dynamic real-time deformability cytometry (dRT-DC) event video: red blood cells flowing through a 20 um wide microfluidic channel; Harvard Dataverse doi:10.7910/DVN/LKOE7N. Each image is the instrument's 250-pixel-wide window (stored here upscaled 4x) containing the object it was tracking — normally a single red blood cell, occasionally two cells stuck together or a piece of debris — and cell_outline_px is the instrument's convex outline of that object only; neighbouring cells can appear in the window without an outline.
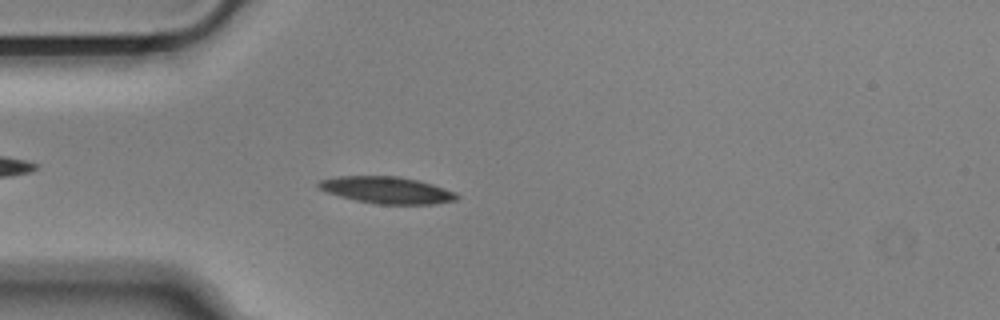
{"species": "Egyptian fruit bat (a non-hibernating species)", "species_latin": "Rousettus aegyptiacus", "temperature_condition": "cold", "stored_images_in_passage": 43, "camera_frame_rate_fps": 3000, "um_per_image_px": 0.085, "animal": {"sex": "male"}, "frame": {"image": 1, "passage_image": 3, "time_ms": 0.667, "image_size_px": [1000, 320], "cell_outline_px": [[460, 196], [456, 200], [436, 204], [376, 204], [356, 200], [340, 196], [316, 188], [316, 184], [320, 180], [336, 176], [400, 176], [432, 184], [456, 192]], "centroid_in_image_um": [32.88, 16.15], "position_along_channel_um": 52.1, "area_um2": 21.68}}
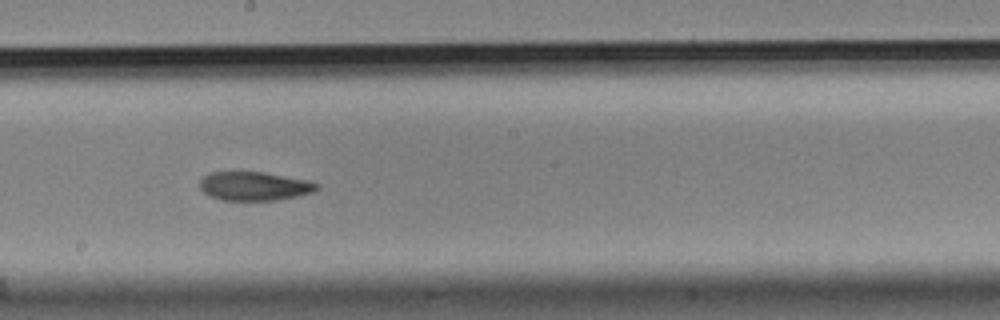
{"frame": {"image": 2, "passage_image": 18, "time_ms": 5.667, "image_size_px": [1000, 320], "cell_outline_px": [[320, 188], [312, 192], [280, 200], [220, 200], [204, 192], [200, 188], [200, 180], [208, 172], [264, 172], [308, 180], [320, 184]], "centroid_in_image_um": [21.64, 15.82], "position_along_channel_um": 226.6, "area_um2": 19.65}}
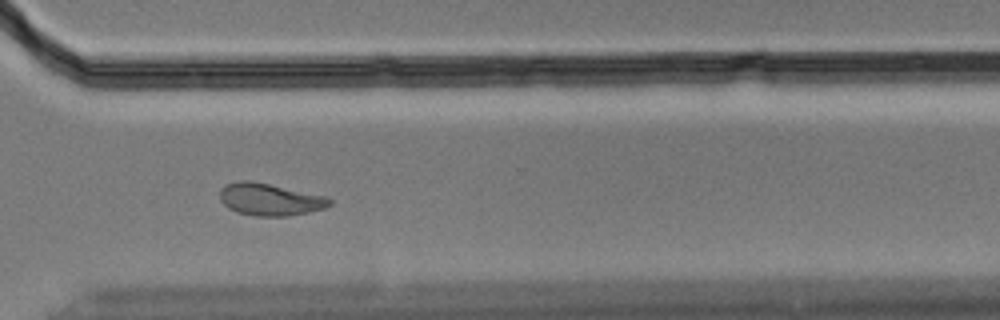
{"frame": {"image": 3, "passage_image": 28, "time_ms": 9.0, "image_size_px": [1000, 320], "cell_outline_px": [[332, 204], [324, 208], [308, 212], [288, 216], [256, 216], [236, 212], [228, 208], [220, 200], [220, 188], [224, 184], [236, 180], [248, 180], [268, 184], [324, 196], [332, 200]], "centroid_in_image_um": [22.88, 16.95], "position_along_channel_um": 347.7, "area_um2": 20.52}, "authors_computed_cell_mechanics": {"area_um2": 21.1548, "velocity_mm_per_s": 3.6392, "shape_relaxation_time_tau1_ms": 4.483, "shape_relaxation_time_tau2_ms": 2.9726, "deformation_change_tau1": 0.1424, "deformation_change_tau2": 0.0938}}